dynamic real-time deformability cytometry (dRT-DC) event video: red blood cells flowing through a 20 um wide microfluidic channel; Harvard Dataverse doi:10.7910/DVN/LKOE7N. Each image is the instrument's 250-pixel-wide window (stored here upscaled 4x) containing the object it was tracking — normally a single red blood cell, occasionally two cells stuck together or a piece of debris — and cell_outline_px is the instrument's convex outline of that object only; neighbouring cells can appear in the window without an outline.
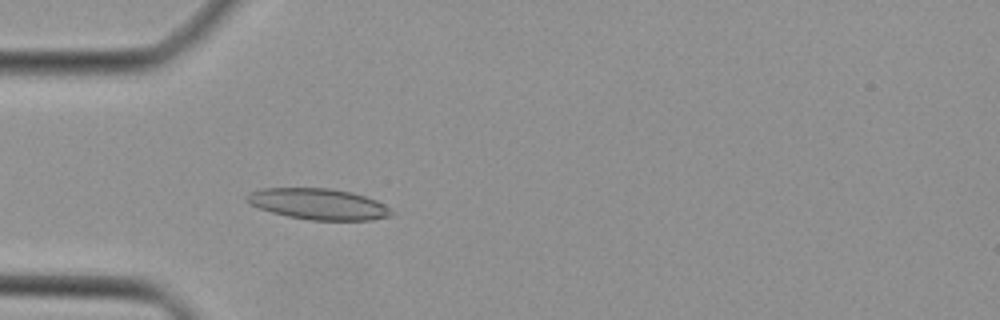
{"species": "Egyptian fruit bat (a non-hibernating species)", "species_latin": "Rousettus aegyptiacus", "temperature_condition": "cold", "stored_images_in_passage": 35, "camera_frame_rate_fps": 3000, "um_per_image_px": 0.085, "animal": {"sex": "female"}, "frame": {"image": 1, "passage_image": 3, "time_ms": 0.667, "image_size_px": [1000, 320], "cell_outline_px": [[392, 212], [388, 216], [372, 220], [312, 220], [288, 216], [272, 212], [260, 208], [252, 204], [244, 196], [248, 192], [264, 188], [332, 188], [352, 192], [376, 200], [384, 204]], "centroid_in_image_um": [27.05, 17.33], "position_along_channel_um": 58.0, "area_um2": 25.89}}
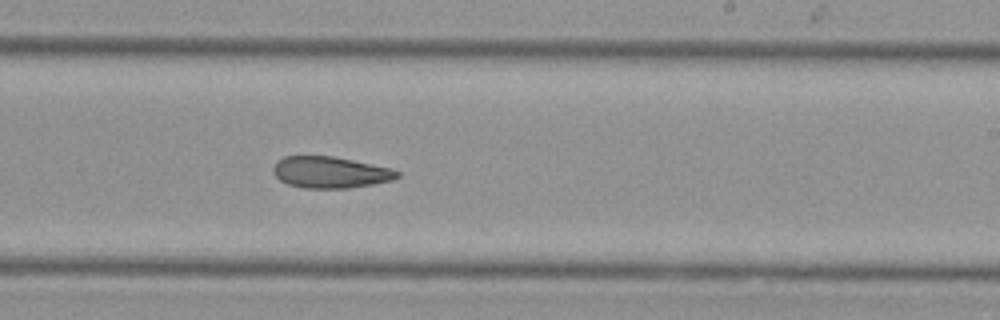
{"frame": {"image": 2, "passage_image": 17, "time_ms": 5.333, "image_size_px": [1000, 320], "cell_outline_px": [[400, 176], [392, 180], [372, 184], [348, 188], [304, 188], [288, 184], [280, 180], [272, 172], [272, 168], [276, 160], [284, 156], [332, 156], [392, 168], [400, 172]], "centroid_in_image_um": [28.05, 14.64], "position_along_channel_um": 261.0, "area_um2": 22.77}}
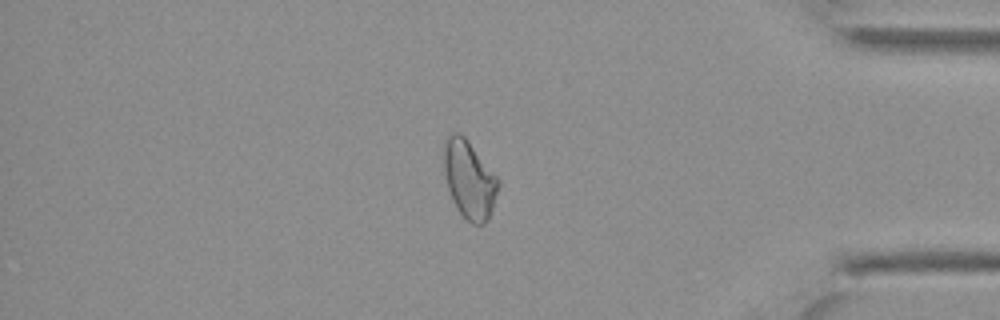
{"frame": {"image": 3, "passage_image": 28, "time_ms": 9.0, "image_size_px": [1000, 320], "cell_outline_px": [[500, 184], [492, 208], [484, 224], [472, 224], [456, 208], [452, 200], [448, 188], [444, 172], [440, 148], [448, 136], [452, 132], [460, 132], [464, 136], [500, 180]], "centroid_in_image_um": [39.84, 15.2], "position_along_channel_um": 395.4, "area_um2": 24.85}}